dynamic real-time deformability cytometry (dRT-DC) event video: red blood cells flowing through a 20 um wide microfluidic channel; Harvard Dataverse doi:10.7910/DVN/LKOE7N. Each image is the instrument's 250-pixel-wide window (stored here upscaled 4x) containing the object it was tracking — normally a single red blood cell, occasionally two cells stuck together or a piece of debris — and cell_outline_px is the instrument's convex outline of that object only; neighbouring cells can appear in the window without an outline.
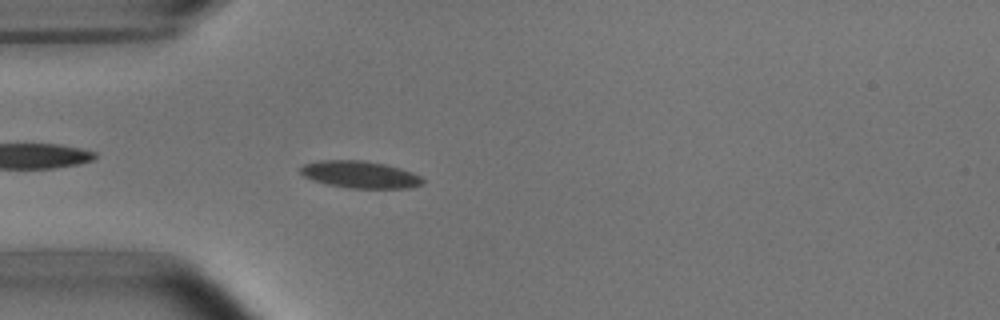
{"species": "common noctule bat (a hibernating species)", "species_latin": "Nyctalus noctula", "temperature_condition": "room temperature", "stored_images_in_passage": 5, "camera_frame_rate_fps": 3000, "um_per_image_px": 0.085, "animal": {"sex": "male", "body_mass_g": 15.6}, "frame": {"image": 1, "passage_image": 5, "time_ms": 4.667, "image_size_px": [1000, 320], "cell_outline_px": [[424, 184], [412, 188], [348, 188], [324, 184], [312, 180], [304, 176], [300, 172], [300, 168], [304, 164], [320, 160], [364, 160], [384, 164], [400, 168], [412, 172], [420, 176], [424, 180]], "centroid_in_image_um": [30.61, 14.84], "position_along_channel_um": 54.4, "area_um2": 19.48}}